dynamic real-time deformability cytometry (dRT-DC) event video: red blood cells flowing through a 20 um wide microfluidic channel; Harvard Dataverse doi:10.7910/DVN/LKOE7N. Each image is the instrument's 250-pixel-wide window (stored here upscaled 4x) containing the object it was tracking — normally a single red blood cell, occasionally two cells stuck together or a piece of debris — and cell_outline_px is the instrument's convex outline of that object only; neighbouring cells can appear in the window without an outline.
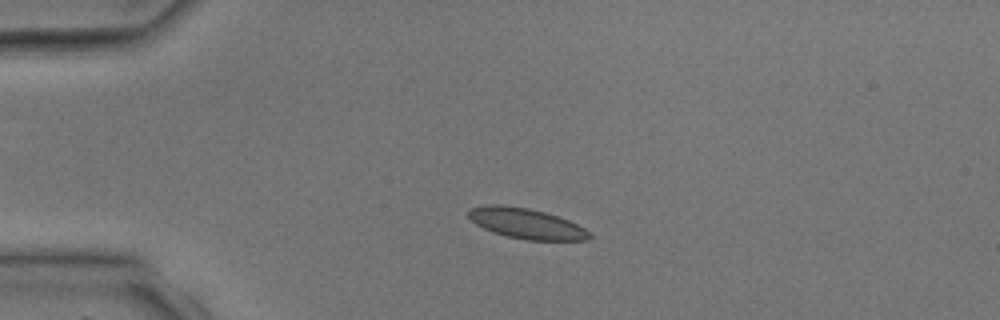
{"species": "common noctule bat (a hibernating species)", "species_latin": "Nyctalus noctula", "temperature_condition": "room temperature", "stored_images_in_passage": 3, "camera_frame_rate_fps": 3000, "um_per_image_px": 0.085, "animal": {"sex": "male", "body_mass_g": 17.9, "forearm_length_mm": 54.2}, "frame": {"image": 1, "passage_image": 2, "time_ms": 1.333, "image_size_px": [1000, 320], "cell_outline_px": [[592, 236], [588, 240], [524, 240], [492, 232], [476, 224], [468, 216], [468, 212], [472, 208], [488, 204], [500, 204], [528, 208], [544, 212], [568, 220], [584, 228]], "centroid_in_image_um": [44.72, 19.0], "position_along_channel_um": 40.3, "area_um2": 21.21}}
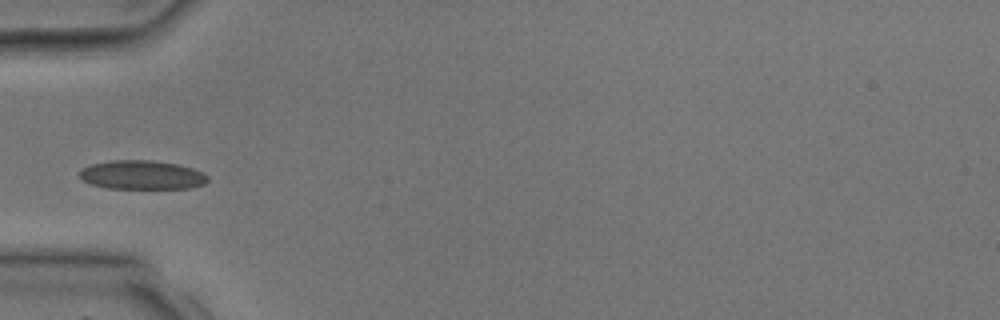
{"frame": {"image": 2, "passage_image": 3, "time_ms": 2.667, "image_size_px": [1000, 320], "cell_outline_px": [[208, 180], [204, 184], [188, 188], [108, 188], [92, 184], [84, 180], [80, 176], [80, 172], [84, 168], [92, 164], [112, 160], [152, 160], [176, 164], [192, 168], [208, 176]], "centroid_in_image_um": [12.08, 14.86], "position_along_channel_um": 72.9, "area_um2": 21.27}}